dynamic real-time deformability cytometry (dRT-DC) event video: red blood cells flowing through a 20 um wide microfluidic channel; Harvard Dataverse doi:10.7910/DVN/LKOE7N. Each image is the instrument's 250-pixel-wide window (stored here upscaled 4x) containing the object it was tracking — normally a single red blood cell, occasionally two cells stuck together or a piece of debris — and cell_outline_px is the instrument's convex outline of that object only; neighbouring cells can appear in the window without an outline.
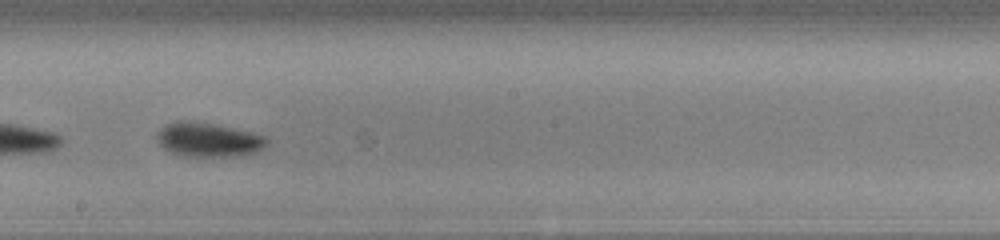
{"species": "common noctule bat (a hibernating species)", "species_latin": "Nyctalus noctula", "temperature_condition": "cold", "stored_images_in_passage": 25, "camera_frame_rate_fps": 3000, "um_per_image_px": 0.085, "animal": {"sex": "male", "body_mass_g": 13.0, "forearm_length_mm": 53.1}, "frame": {"image": 1, "passage_image": 22, "time_ms": 7.0, "image_size_px": [1000, 240], "cell_outline_px": [[268, 144], [264, 148], [256, 152], [236, 156], [180, 156], [164, 148], [156, 140], [156, 132], [164, 124], [176, 120], [188, 120], [212, 124], [252, 132], [264, 136], [268, 140]], "centroid_in_image_um": [17.67, 11.87], "position_along_channel_um": 230.5, "area_um2": 22.02}}